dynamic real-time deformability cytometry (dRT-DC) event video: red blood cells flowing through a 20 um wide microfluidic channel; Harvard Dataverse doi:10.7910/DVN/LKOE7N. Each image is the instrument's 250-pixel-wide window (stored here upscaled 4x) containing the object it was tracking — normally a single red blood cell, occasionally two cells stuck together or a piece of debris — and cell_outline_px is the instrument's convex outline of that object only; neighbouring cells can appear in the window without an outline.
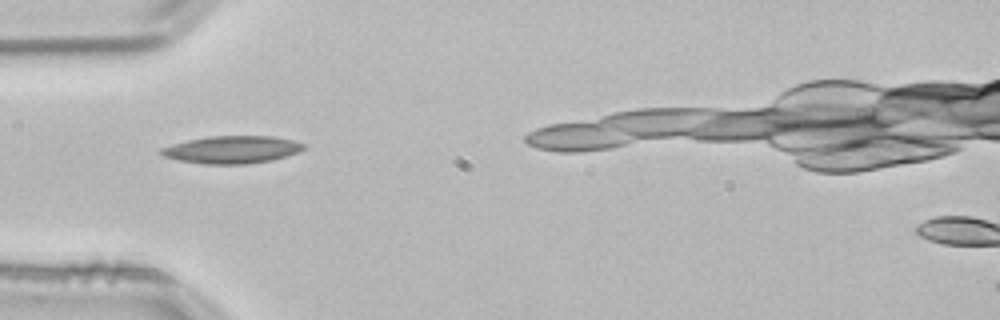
{"species": "common noctule bat (a hibernating species)", "species_latin": "Nyctalus noctula", "temperature_condition": "room temperature", "stored_images_in_passage": 2, "camera_frame_rate_fps": 3000, "um_per_image_px": 0.085, "animal": {"sex": "male", "body_mass_g": 21.5, "forearm_length_mm": 52.0}, "frame": {"image": 1, "passage_image": 1, "time_ms": 0.0, "image_size_px": [1000, 320], "cell_outline_px": [[308, 148], [272, 160], [244, 164], [204, 164], [180, 160], [164, 156], [156, 152], [160, 148], [172, 144], [188, 140], [208, 136], [272, 136], [292, 140], [304, 144]], "centroid_in_image_um": [19.68, 12.71], "position_along_channel_um": 65.3, "area_um2": 22.77}}